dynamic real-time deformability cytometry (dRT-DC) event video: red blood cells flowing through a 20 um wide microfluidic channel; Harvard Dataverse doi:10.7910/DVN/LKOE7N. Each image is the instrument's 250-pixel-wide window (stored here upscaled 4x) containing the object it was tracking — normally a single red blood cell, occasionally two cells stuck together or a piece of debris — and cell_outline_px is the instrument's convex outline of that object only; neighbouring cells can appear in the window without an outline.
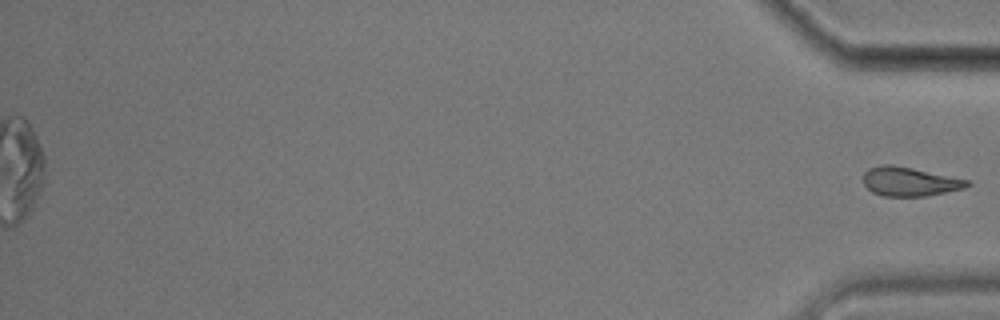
{"species": "common noctule bat (a hibernating species)", "species_latin": "Nyctalus noctula", "temperature_condition": "cold", "stored_images_in_passage": 15, "camera_frame_rate_fps": 3000, "um_per_image_px": 0.085, "animal": {"sex": "male", "body_mass_g": 17.9}, "frame": {"image": 1, "passage_image": 15, "time_ms": 19.0, "image_size_px": [1000, 320], "cell_outline_px": [[972, 184], [964, 188], [928, 196], [884, 196], [872, 192], [864, 184], [864, 172], [868, 168], [880, 164], [892, 164], [972, 180]], "centroid_in_image_um": [77.34, 15.42], "position_along_channel_um": 357.9, "area_um2": 17.74}}